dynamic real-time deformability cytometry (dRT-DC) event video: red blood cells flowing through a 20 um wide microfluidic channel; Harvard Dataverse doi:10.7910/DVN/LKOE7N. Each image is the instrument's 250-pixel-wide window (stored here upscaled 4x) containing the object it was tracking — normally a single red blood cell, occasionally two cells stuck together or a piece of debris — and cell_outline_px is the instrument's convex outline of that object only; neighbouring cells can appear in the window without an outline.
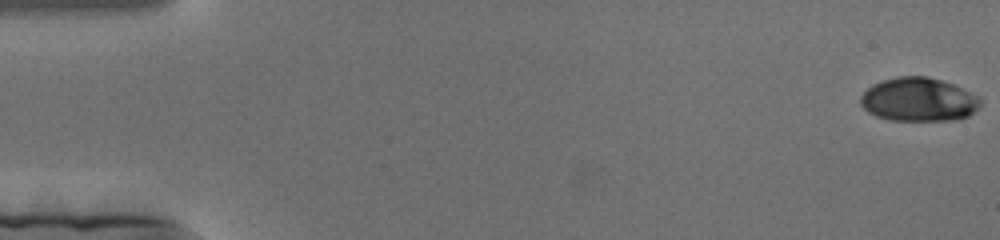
{"species": "human", "species_latin": "Homo sapiens", "temperature_condition": "cold", "stored_images_in_passage": 177, "camera_frame_rate_fps": 3000, "um_per_image_px": 0.085, "donor": {"sex": "female"}, "frame": {"image": 1, "passage_image": 1, "time_ms": 0.0, "image_size_px": [1000, 240], "cell_outline_px": [[980, 104], [968, 116], [952, 120], [892, 120], [876, 116], [868, 112], [860, 104], [860, 96], [872, 84], [896, 76], [928, 76], [952, 84], [980, 96]], "centroid_in_image_um": [78.06, 8.45], "position_along_channel_um": 6.9, "area_um2": 30.35}}
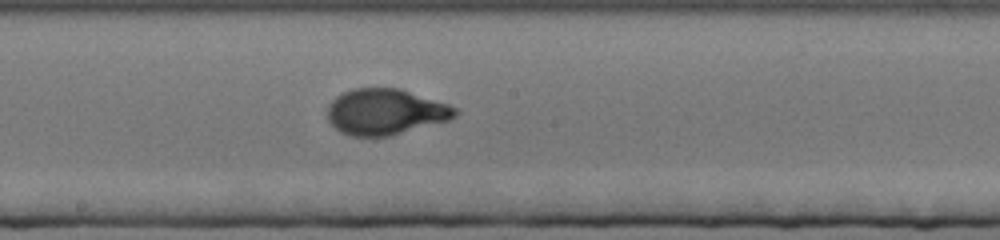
{"frame": {"image": 2, "passage_image": 96, "time_ms": 31.667, "image_size_px": [1000, 240], "cell_outline_px": [[460, 112], [456, 116], [448, 120], [388, 136], [348, 136], [340, 132], [328, 120], [328, 104], [336, 96], [352, 88], [400, 88], [448, 104], [456, 108]], "centroid_in_image_um": [32.74, 9.5], "position_along_channel_um": 215.5, "area_um2": 34.04}}
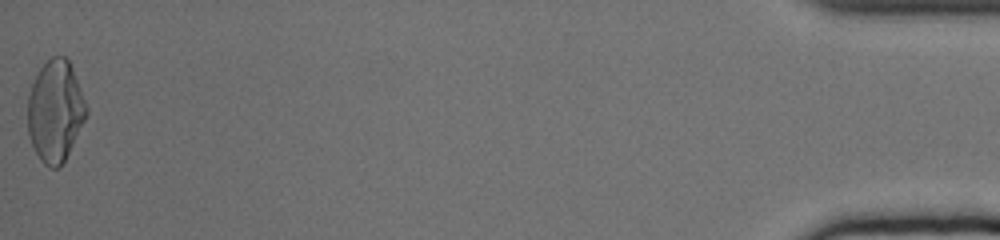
{"frame": {"image": 3, "passage_image": 176, "time_ms": 58.333, "image_size_px": [1000, 240], "cell_outline_px": [[88, 112], [60, 168], [48, 168], [40, 160], [32, 144], [28, 132], [28, 96], [32, 84], [40, 68], [52, 56], [64, 56], [68, 60], [72, 68], [88, 108]], "centroid_in_image_um": [4.69, 9.45], "position_along_channel_um": 430.5, "area_um2": 34.22}}